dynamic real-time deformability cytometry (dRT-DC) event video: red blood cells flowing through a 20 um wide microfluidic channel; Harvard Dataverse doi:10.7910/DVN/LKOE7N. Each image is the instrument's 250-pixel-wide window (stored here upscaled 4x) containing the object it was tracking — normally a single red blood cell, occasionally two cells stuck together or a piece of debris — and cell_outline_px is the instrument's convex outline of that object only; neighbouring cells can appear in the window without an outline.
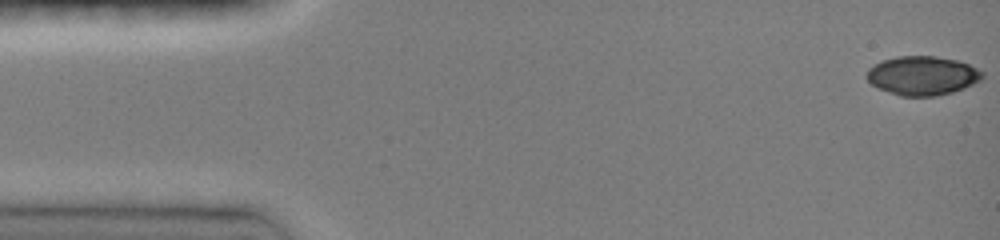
{"species": "common noctule bat (a hibernating species)", "species_latin": "Nyctalus noctula", "temperature_condition": "room temperature", "stored_images_in_passage": 65, "camera_frame_rate_fps": 3000, "um_per_image_px": 0.085, "animal": {"sex": "female", "body_mass_g": 19.0, "forearm_length_mm": 51.5}, "frame": {"image": 1, "passage_image": 1, "time_ms": 0.0, "image_size_px": [1000, 240], "cell_outline_px": [[984, 76], [980, 80], [964, 88], [952, 92], [936, 96], [900, 96], [876, 88], [864, 76], [868, 68], [880, 60], [896, 56], [932, 56], [956, 60], [968, 64], [984, 72]], "centroid_in_image_um": [78.36, 6.43], "position_along_channel_um": 6.6, "area_um2": 26.47}}
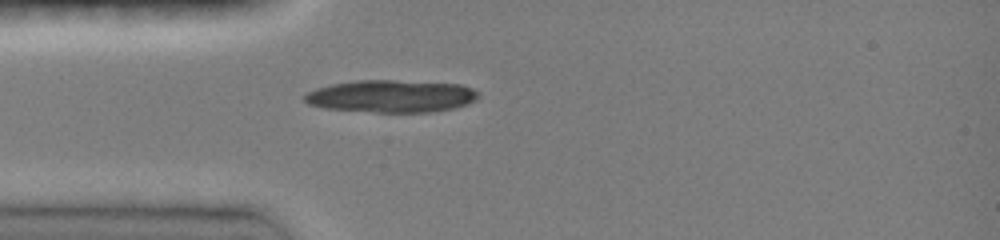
{"frame": {"image": 2, "passage_image": 18, "time_ms": 4.0, "image_size_px": [1000, 240], "cell_outline_px": [[480, 96], [476, 100], [468, 104], [452, 108], [432, 112], [376, 112], [324, 108], [308, 104], [304, 100], [304, 96], [308, 92], [316, 88], [332, 84], [356, 80], [392, 80], [460, 84], [472, 88], [480, 92]], "centroid_in_image_um": [33.29, 8.17], "position_along_channel_um": 51.7, "area_um2": 32.89}}
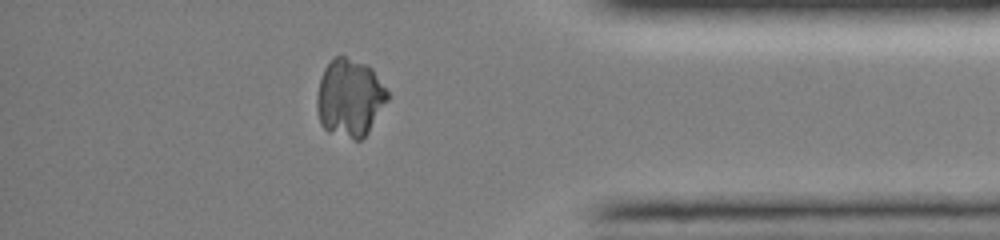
{"frame": {"image": 3, "passage_image": 58, "time_ms": 13.0, "image_size_px": [1000, 240], "cell_outline_px": [[388, 100], [368, 132], [360, 140], [356, 140], [328, 132], [320, 124], [316, 108], [316, 96], [320, 76], [324, 68], [336, 56], [344, 56], [368, 64], [372, 68], [388, 92]], "centroid_in_image_um": [29.7, 8.31], "position_along_channel_um": 405.5, "area_um2": 32.19}}